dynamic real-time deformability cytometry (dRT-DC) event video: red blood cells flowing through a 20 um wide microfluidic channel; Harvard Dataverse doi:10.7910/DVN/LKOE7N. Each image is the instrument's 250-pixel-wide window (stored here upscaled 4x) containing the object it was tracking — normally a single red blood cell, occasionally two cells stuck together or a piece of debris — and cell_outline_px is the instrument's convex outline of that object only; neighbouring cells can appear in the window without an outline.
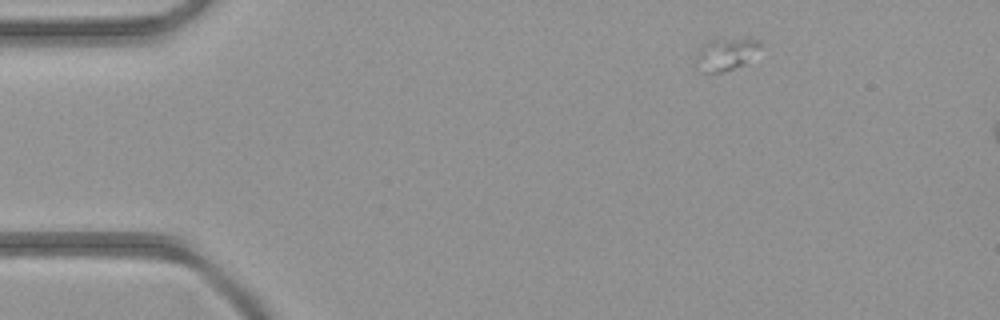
{"species": "common noctule bat (a hibernating species)", "species_latin": "Nyctalus noctula", "temperature_condition": "room temperature", "stored_images_in_passage": 3, "camera_frame_rate_fps": 3000, "um_per_image_px": 0.085, "animal": {"sex": "female", "body_mass_g": 21.9}, "frame": {"image": 1, "passage_image": 1, "time_ms": 0.0, "image_size_px": [1000, 320], "cell_outline_px": [[760, 44], [740, 64], [732, 68], [720, 72], [700, 72], [696, 68], [700, 48], [716, 40], [760, 40]], "centroid_in_image_um": [61.58, 4.65], "position_along_channel_um": 23.4, "area_um2": 10.64}}